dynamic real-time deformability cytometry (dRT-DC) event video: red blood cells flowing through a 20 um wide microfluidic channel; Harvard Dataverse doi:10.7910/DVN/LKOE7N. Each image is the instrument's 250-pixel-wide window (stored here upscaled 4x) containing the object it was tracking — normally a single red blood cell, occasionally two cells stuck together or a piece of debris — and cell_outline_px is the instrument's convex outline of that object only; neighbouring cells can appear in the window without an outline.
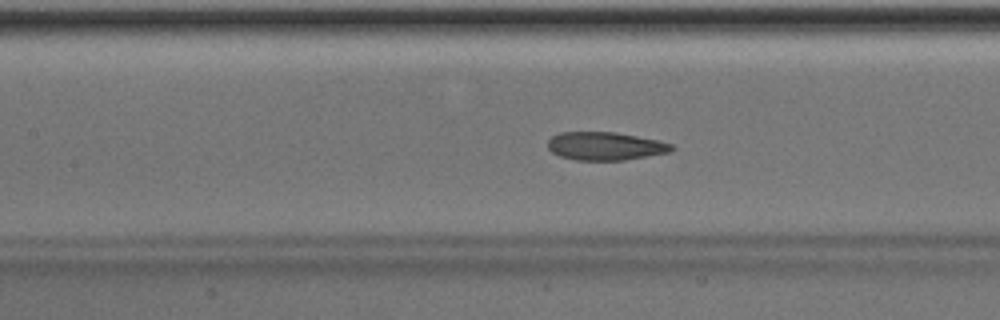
{"species": "Egyptian fruit bat (a non-hibernating species)", "species_latin": "Rousettus aegyptiacus", "temperature_condition": "room temperature", "stored_images_in_passage": 50, "camera_frame_rate_fps": 3000, "um_per_image_px": 0.085, "animal": {"sex": "male"}, "frame": {"image": 1, "passage_image": 22, "time_ms": 7.0, "image_size_px": [1000, 320], "cell_outline_px": [[676, 148], [672, 152], [624, 160], [576, 160], [560, 156], [552, 152], [548, 148], [548, 140], [552, 136], [560, 132], [616, 132], [656, 140], [672, 144]], "centroid_in_image_um": [51.46, 12.42], "position_along_channel_um": 155.9, "area_um2": 20.35}, "authors_computed_cell_mechanics": {"area_um2": 21.097, "velocity_mm_per_s": 4.0041, "shape_relaxation_time_tau1_ms": null, "shape_relaxation_time_tau2_ms": 2.6072, "deformation_change_tau1": null, "deformation_change_tau2": 0.0865}}